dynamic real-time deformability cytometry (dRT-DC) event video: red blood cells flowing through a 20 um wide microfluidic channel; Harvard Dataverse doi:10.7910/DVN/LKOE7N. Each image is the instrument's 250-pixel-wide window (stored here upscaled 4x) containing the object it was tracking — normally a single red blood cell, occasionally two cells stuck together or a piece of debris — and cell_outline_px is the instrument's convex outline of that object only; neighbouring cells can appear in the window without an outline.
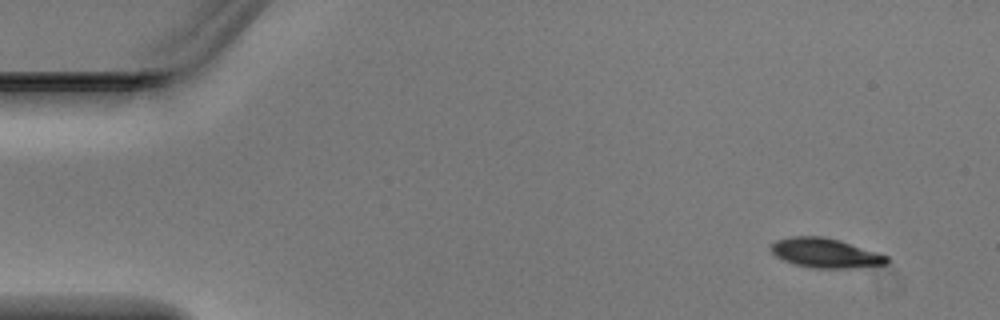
{"species": "Egyptian fruit bat (a non-hibernating species)", "species_latin": "Rousettus aegyptiacus", "temperature_condition": "warm", "stored_images_in_passage": 4, "camera_frame_rate_fps": 3000, "um_per_image_px": 0.085, "animal": {"sex": "male"}, "frame": {"image": 1, "passage_image": 1, "time_ms": 0.0, "image_size_px": [1000, 320], "cell_outline_px": [[888, 264], [852, 268], [812, 268], [796, 264], [784, 260], [776, 256], [772, 252], [772, 244], [776, 240], [792, 236], [824, 236], [840, 240], [888, 256]], "centroid_in_image_um": [70.17, 21.5], "position_along_channel_um": 14.8, "area_um2": 19.77}}
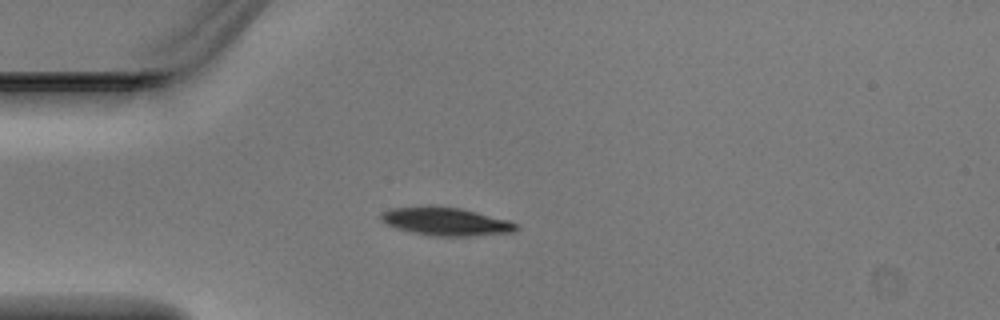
{"frame": {"image": 2, "passage_image": 3, "time_ms": 0.667, "image_size_px": [1000, 320], "cell_outline_px": [[520, 228], [512, 232], [468, 236], [436, 236], [412, 232], [396, 228], [380, 220], [380, 212], [392, 208], [432, 204], [460, 208], [508, 220], [516, 224]], "centroid_in_image_um": [37.85, 18.8], "position_along_channel_um": 47.2, "area_um2": 22.31}}